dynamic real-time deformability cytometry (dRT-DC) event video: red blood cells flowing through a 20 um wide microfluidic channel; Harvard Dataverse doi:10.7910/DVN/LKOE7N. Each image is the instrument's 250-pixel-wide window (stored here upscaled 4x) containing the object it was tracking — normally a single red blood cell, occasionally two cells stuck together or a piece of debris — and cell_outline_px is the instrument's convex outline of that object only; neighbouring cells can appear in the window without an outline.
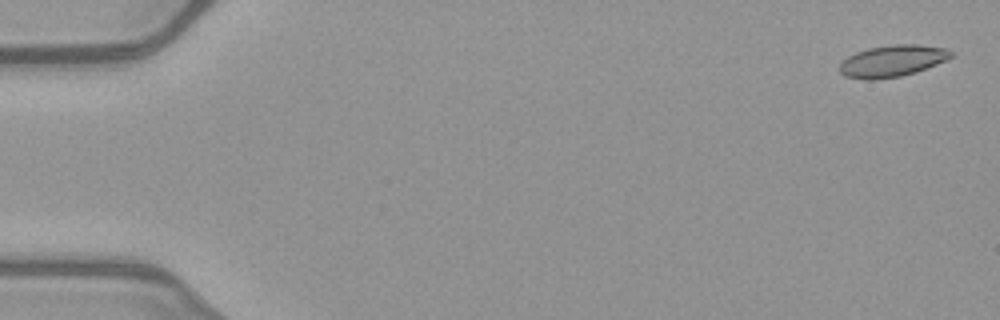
{"species": "common noctule bat (a hibernating species)", "species_latin": "Nyctalus noctula", "temperature_condition": "warm", "stored_images_in_passage": 52, "camera_frame_rate_fps": 3000, "um_per_image_px": 0.085, "animal": {"sex": "female", "body_mass_g": 21.9}, "frame": {"image": 1, "passage_image": 2, "time_ms": 0.333, "image_size_px": [1000, 320], "cell_outline_px": [[952, 56], [936, 64], [916, 72], [900, 76], [876, 80], [864, 80], [844, 76], [840, 72], [840, 64], [848, 56], [856, 52], [868, 48], [896, 44], [916, 44], [948, 48], [952, 52]], "centroid_in_image_um": [75.83, 5.18], "position_along_channel_um": 9.2, "area_um2": 20.52}}
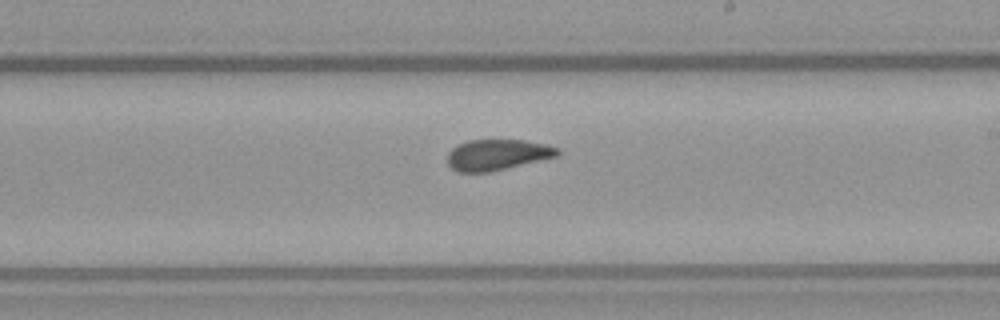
{"frame": {"image": 2, "passage_image": 31, "time_ms": 10.0, "image_size_px": [1000, 320], "cell_outline_px": [[560, 156], [488, 172], [456, 172], [448, 164], [448, 152], [456, 144], [468, 140], [524, 140], [544, 144], [560, 148]], "centroid_in_image_um": [42.27, 13.15], "position_along_channel_um": 246.7, "area_um2": 19.88}}
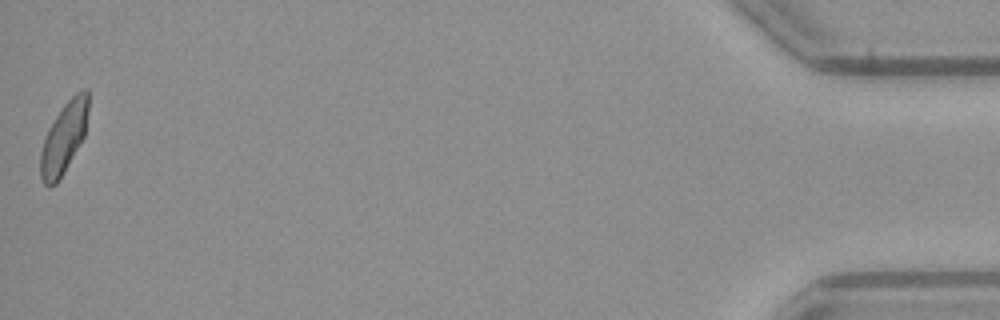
{"frame": {"image": 3, "passage_image": 52, "time_ms": 17.0, "image_size_px": [1000, 320], "cell_outline_px": [[88, 108], [84, 136], [60, 180], [56, 184], [48, 188], [44, 184], [40, 176], [40, 152], [48, 128], [64, 104], [76, 92], [84, 88], [88, 88]], "centroid_in_image_um": [5.41, 11.74], "position_along_channel_um": 429.8, "area_um2": 19.77}, "authors_computed_cell_mechanics": {"area_um2": 20.3456, "velocity_mm_per_s": 4.0215, "shape_relaxation_time_tau1_ms": 8.1128, "shape_relaxation_time_tau2_ms": 1.5535, "deformation_change_tau1": 0.1749, "deformation_change_tau2": 0.0647}}